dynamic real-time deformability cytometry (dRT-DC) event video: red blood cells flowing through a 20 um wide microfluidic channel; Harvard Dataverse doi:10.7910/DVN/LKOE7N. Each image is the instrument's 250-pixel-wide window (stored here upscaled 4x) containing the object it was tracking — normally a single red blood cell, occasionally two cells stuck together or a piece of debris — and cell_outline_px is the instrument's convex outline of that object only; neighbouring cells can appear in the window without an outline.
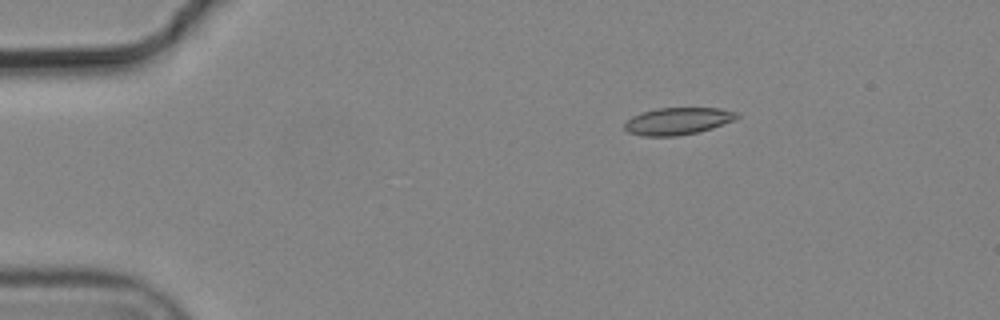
{"species": "common noctule bat (a hibernating species)", "species_latin": "Nyctalus noctula", "temperature_condition": "cold", "stored_images_in_passage": 5, "camera_frame_rate_fps": 3000, "um_per_image_px": 0.085, "animal": {"sex": "male", "body_mass_g": 19.2, "forearm_length_mm": 51.8}, "frame": {"image": 1, "passage_image": 3, "time_ms": 0.667, "image_size_px": [1000, 320], "cell_outline_px": [[740, 116], [736, 120], [700, 132], [676, 136], [640, 136], [628, 132], [624, 128], [624, 124], [632, 116], [656, 108], [720, 108], [740, 112]], "centroid_in_image_um": [57.66, 10.29], "position_along_channel_um": 27.3, "area_um2": 17.98}}